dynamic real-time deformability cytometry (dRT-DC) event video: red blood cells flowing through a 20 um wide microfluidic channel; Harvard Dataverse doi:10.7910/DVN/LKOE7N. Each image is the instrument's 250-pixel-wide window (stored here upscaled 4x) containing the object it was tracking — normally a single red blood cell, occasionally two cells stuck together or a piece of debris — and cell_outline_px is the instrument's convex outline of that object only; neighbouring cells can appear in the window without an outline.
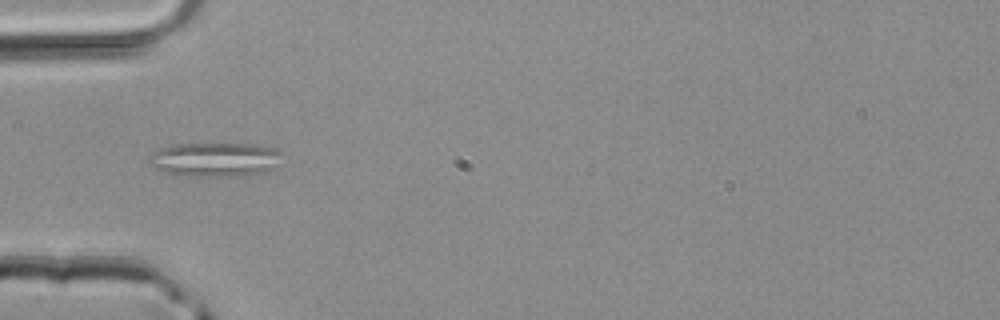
{"species": "common noctule bat (a hibernating species)", "species_latin": "Nyctalus noctula", "temperature_condition": "room temperature", "stored_images_in_passage": 2, "camera_frame_rate_fps": 3000, "um_per_image_px": 0.085, "animal": {"sex": "male", "body_mass_g": 20.4}, "frame": {"image": 1, "passage_image": 1, "time_ms": 0.0, "image_size_px": [1000, 320], "cell_outline_px": [[284, 152], [276, 168], [268, 172], [236, 176], [188, 176], [164, 172], [152, 168], [148, 164], [148, 156], [152, 152], [160, 148], [172, 144], [256, 144], [280, 148]], "centroid_in_image_um": [18.31, 13.55], "position_along_channel_um": 66.7, "area_um2": 27.22}}
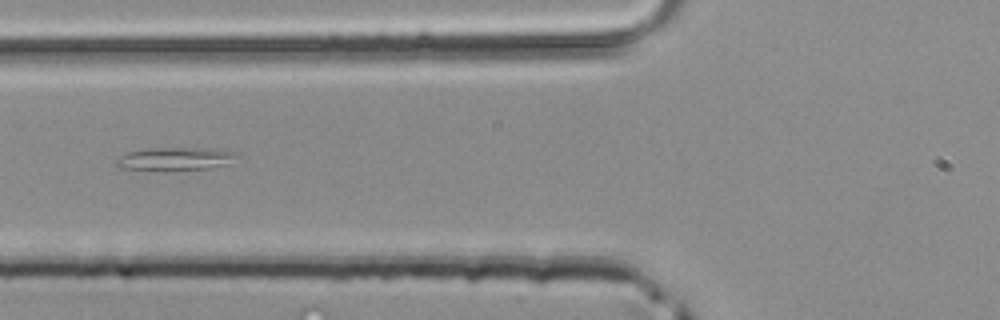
{"frame": {"image": 2, "passage_image": 2, "time_ms": 0.333, "image_size_px": [1000, 320], "cell_outline_px": [[240, 152], [220, 164], [212, 168], [172, 172], [120, 168], [116, 164], [116, 160], [120, 156], [128, 152], [148, 148], [220, 148]], "centroid_in_image_um": [14.82, 13.51], "position_along_channel_um": 111.0, "area_um2": 16.42}}